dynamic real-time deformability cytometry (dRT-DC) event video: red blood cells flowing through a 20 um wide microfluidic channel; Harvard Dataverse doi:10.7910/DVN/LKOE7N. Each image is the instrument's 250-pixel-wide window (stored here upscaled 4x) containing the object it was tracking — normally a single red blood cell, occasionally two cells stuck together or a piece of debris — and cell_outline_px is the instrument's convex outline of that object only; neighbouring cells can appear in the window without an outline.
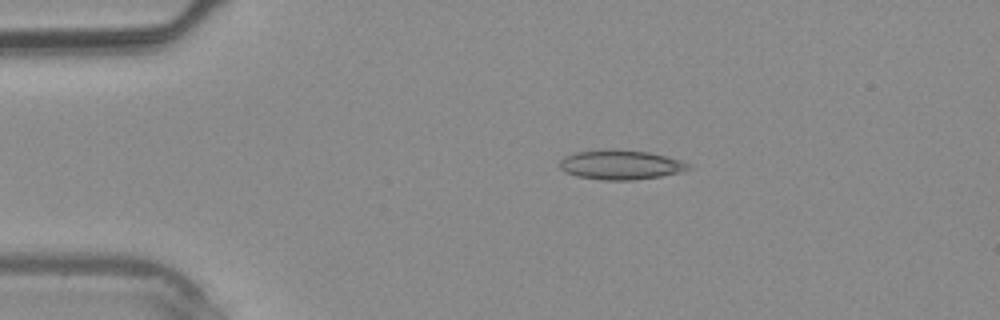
{"species": "common noctule bat (a hibernating species)", "species_latin": "Nyctalus noctula", "temperature_condition": "warm", "stored_images_in_passage": 5, "camera_frame_rate_fps": 3000, "um_per_image_px": 0.085, "animal": {"sex": "male", "body_mass_g": 20.4}, "frame": {"image": 1, "passage_image": 5, "time_ms": 4.667, "image_size_px": [1000, 320], "cell_outline_px": [[692, 168], [680, 172], [660, 176], [632, 180], [604, 180], [576, 176], [564, 172], [560, 168], [560, 160], [564, 156], [576, 152], [608, 148], [612, 148], [648, 152], [680, 160], [688, 164]], "centroid_in_image_um": [52.71, 13.99], "position_along_channel_um": 32.3, "area_um2": 22.2}}